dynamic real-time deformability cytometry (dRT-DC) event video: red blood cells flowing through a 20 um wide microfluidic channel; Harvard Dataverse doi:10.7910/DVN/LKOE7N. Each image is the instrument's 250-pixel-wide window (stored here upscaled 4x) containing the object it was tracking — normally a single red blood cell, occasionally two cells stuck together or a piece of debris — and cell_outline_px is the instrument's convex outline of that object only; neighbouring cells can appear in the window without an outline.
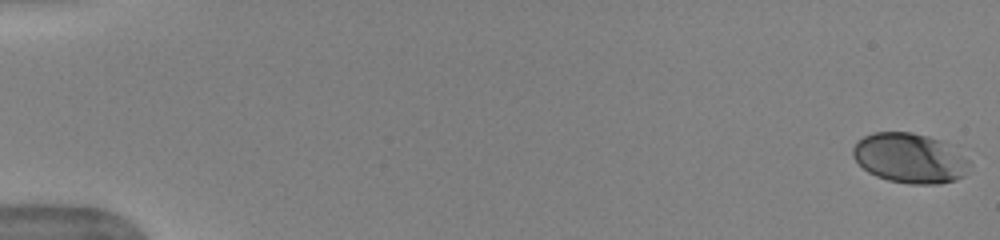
{"species": "human", "species_latin": "Homo sapiens", "temperature_condition": "warm", "stored_images_in_passage": 14, "camera_frame_rate_fps": 3000, "um_per_image_px": 0.085, "donor": {"sex": "female"}, "frame": {"image": 1, "passage_image": 1, "time_ms": 0.0, "image_size_px": [1000, 240], "cell_outline_px": [[972, 164], [964, 176], [956, 180], [940, 184], [908, 184], [888, 180], [876, 176], [868, 172], [852, 156], [852, 148], [856, 140], [872, 132], [912, 132], [928, 136], [940, 140], [968, 160]], "centroid_in_image_um": [77.3, 13.45], "position_along_channel_um": 7.7, "area_um2": 33.93}}